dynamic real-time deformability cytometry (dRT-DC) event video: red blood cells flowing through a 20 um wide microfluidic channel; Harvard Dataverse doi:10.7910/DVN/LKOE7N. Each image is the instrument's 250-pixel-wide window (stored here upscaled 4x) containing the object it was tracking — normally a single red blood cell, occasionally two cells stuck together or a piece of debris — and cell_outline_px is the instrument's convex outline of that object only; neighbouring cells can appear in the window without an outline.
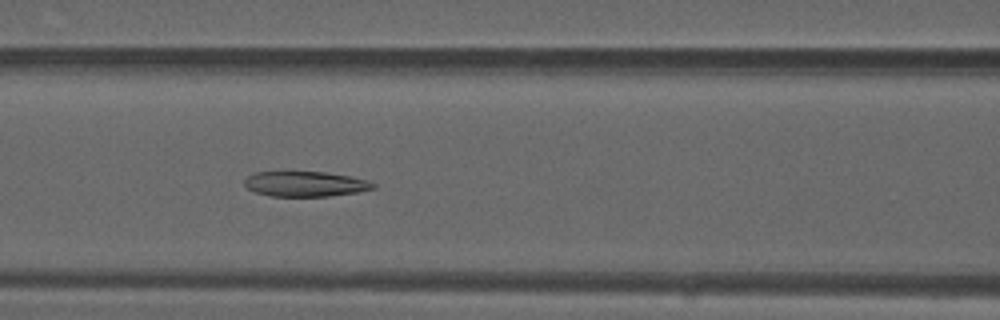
{"species": "common noctule bat (a hibernating species)", "species_latin": "Nyctalus noctula", "temperature_condition": "warm", "stored_images_in_passage": 48, "camera_frame_rate_fps": 3000, "um_per_image_px": 0.085, "animal": {"sex": "male", "forearm_length_mm": 52.5}, "frame": {"image": 1, "passage_image": 20, "time_ms": 6.333, "image_size_px": [1000, 320], "cell_outline_px": [[376, 188], [356, 192], [328, 196], [272, 196], [256, 192], [248, 188], [244, 184], [244, 180], [252, 172], [324, 172], [348, 176], [368, 180], [376, 184]], "centroid_in_image_um": [25.95, 15.63], "position_along_channel_um": 140.7, "area_um2": 18.73}}
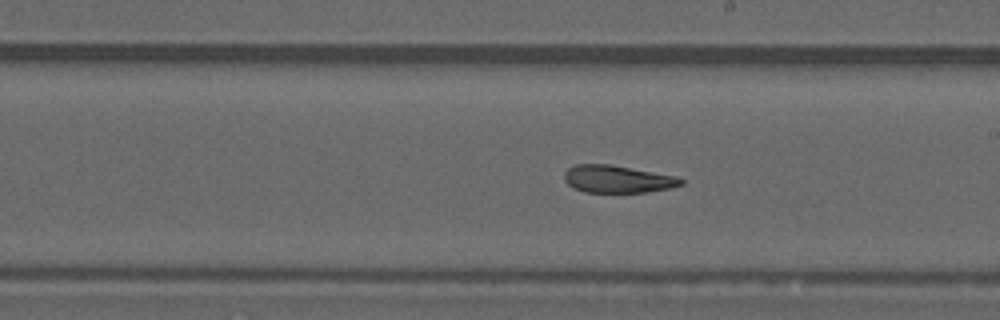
{"frame": {"image": 2, "passage_image": 27, "time_ms": 8.667, "image_size_px": [1000, 320], "cell_outline_px": [[684, 184], [668, 188], [644, 192], [584, 192], [572, 188], [564, 180], [564, 172], [568, 168], [576, 164], [612, 164], [676, 176], [684, 180]], "centroid_in_image_um": [52.45, 15.21], "position_along_channel_um": 236.5, "area_um2": 18.73}}
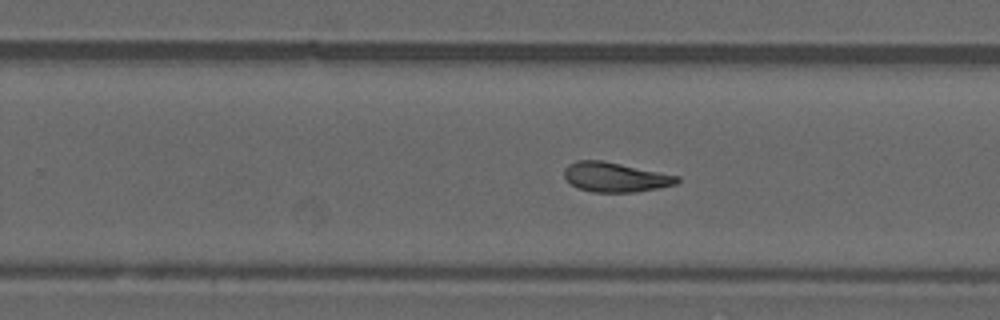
{"frame": {"image": 3, "passage_image": 30, "time_ms": 9.667, "image_size_px": [1000, 320], "cell_outline_px": [[680, 180], [676, 184], [636, 192], [592, 192], [576, 188], [564, 176], [564, 168], [568, 164], [576, 160], [600, 160], [680, 176]], "centroid_in_image_um": [52.27, 15.06], "position_along_channel_um": 277.5, "area_um2": 19.36}, "authors_computed_cell_mechanics": {"area_um2": 20.0277, "velocity_mm_per_s": 4.1199, "shape_relaxation_time_tau1_ms": null, "shape_relaxation_time_tau2_ms": 3.2854, "deformation_change_tau1": null, "deformation_change_tau2": 0.1123}}